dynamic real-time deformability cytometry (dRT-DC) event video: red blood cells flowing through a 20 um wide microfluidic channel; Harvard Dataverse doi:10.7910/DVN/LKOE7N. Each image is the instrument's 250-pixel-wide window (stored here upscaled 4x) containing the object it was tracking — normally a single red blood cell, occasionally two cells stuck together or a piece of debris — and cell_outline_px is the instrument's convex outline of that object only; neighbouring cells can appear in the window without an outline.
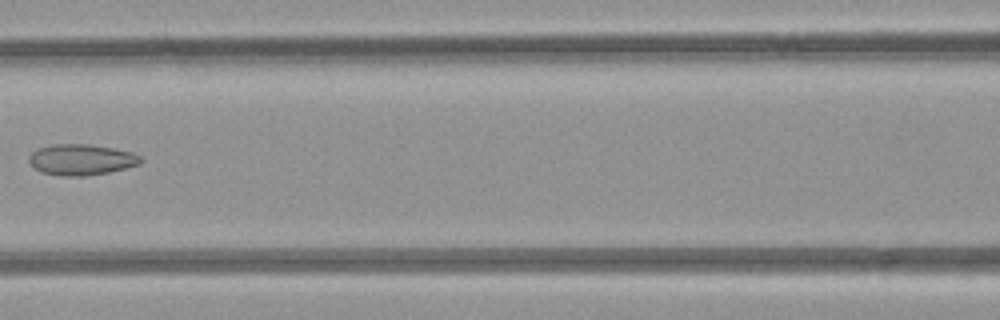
{"species": "common noctule bat (a hibernating species)", "species_latin": "Nyctalus noctula", "temperature_condition": "room temperature", "stored_images_in_passage": 7, "camera_frame_rate_fps": 3000, "um_per_image_px": 0.085, "animal": {"sex": "female", "body_mass_g": 21.9}, "frame": {"image": 1, "passage_image": 7, "time_ms": 6.667, "image_size_px": [1000, 320], "cell_outline_px": [[144, 160], [140, 164], [108, 172], [84, 176], [64, 176], [40, 172], [28, 160], [28, 156], [32, 152], [40, 148], [52, 144], [88, 144], [112, 148], [132, 152], [140, 156]], "centroid_in_image_um": [6.92, 13.57], "position_along_channel_um": 159.7, "area_um2": 20.0}}